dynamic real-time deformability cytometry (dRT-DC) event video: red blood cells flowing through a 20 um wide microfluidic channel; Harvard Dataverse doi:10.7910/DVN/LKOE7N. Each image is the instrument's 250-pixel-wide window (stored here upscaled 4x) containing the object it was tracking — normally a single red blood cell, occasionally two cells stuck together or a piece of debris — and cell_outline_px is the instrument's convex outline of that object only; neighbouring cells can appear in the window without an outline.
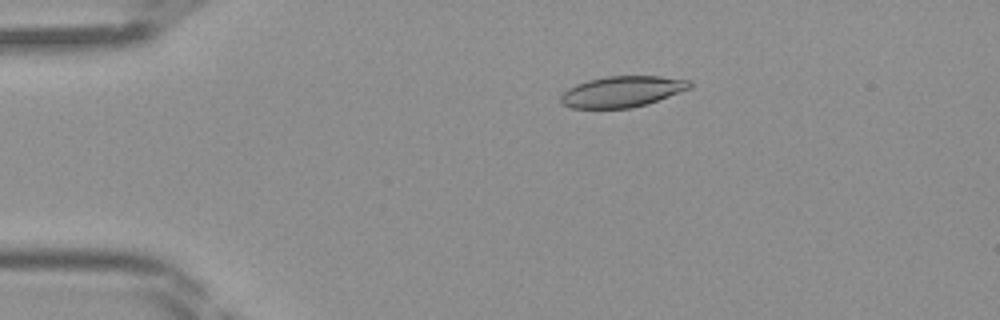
{"species": "Egyptian fruit bat (a non-hibernating species)", "species_latin": "Rousettus aegyptiacus", "temperature_condition": "room temperature", "stored_images_in_passage": 44, "camera_frame_rate_fps": 3000, "um_per_image_px": 0.085, "frame": {"image": 1, "passage_image": 9, "time_ms": 2.667, "image_size_px": [1000, 320], "cell_outline_px": [[692, 88], [648, 104], [632, 108], [572, 108], [564, 104], [560, 100], [560, 96], [568, 88], [576, 84], [588, 80], [604, 76], [660, 76], [692, 80]], "centroid_in_image_um": [52.93, 7.78], "position_along_channel_um": 32.1, "area_um2": 23.47}}
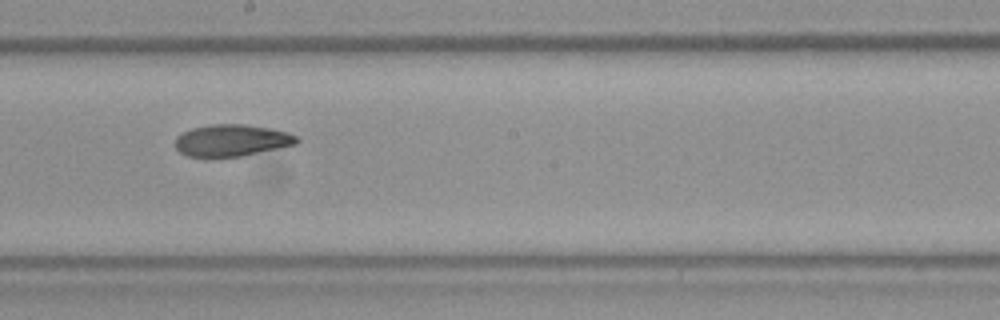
{"frame": {"image": 2, "passage_image": 25, "time_ms": 8.0, "image_size_px": [1000, 320], "cell_outline_px": [[300, 140], [296, 144], [240, 156], [204, 160], [188, 156], [180, 152], [176, 148], [176, 136], [192, 128], [212, 124], [244, 124], [272, 128], [288, 132], [296, 136]], "centroid_in_image_um": [19.65, 11.96], "position_along_channel_um": 228.5, "area_um2": 23.0}}
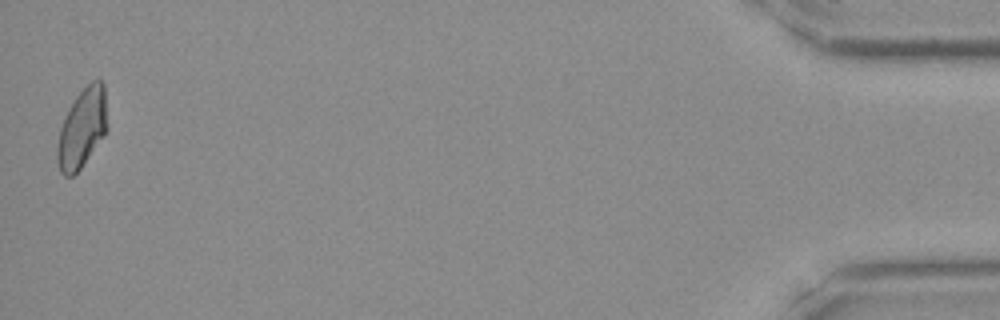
{"frame": {"image": 3, "passage_image": 44, "time_ms": 14.333, "image_size_px": [1000, 320], "cell_outline_px": [[108, 128], [104, 136], [80, 168], [72, 176], [64, 176], [60, 172], [56, 160], [56, 148], [60, 128], [68, 108], [76, 96], [92, 80], [100, 80], [104, 84], [108, 124]], "centroid_in_image_um": [6.98, 10.9], "position_along_channel_um": 428.2, "area_um2": 23.24}}